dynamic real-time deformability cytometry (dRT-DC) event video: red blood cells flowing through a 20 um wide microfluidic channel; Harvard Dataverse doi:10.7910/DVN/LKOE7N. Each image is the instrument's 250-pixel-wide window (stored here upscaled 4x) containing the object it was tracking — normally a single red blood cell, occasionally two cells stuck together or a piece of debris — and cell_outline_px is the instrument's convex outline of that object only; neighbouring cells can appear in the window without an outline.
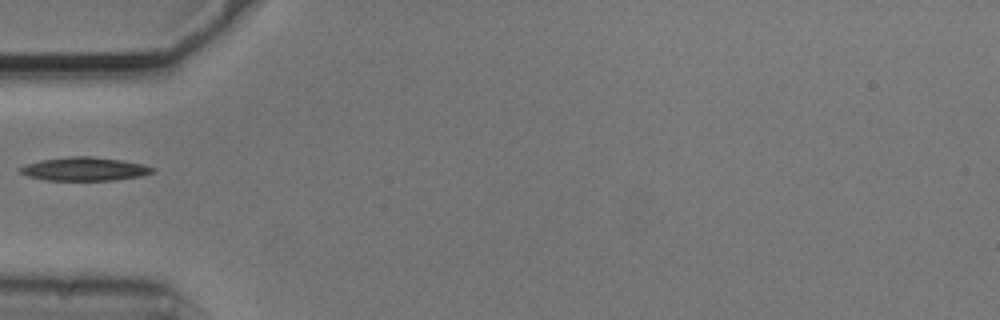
{"species": "common noctule bat (a hibernating species)", "species_latin": "Nyctalus noctula", "temperature_condition": "cold", "stored_images_in_passage": 29, "camera_frame_rate_fps": 3000, "um_per_image_px": 0.085, "animal": {"sex": "male", "body_mass_g": 20.5, "forearm_length_mm": 52.5}, "frame": {"image": 1, "passage_image": 1, "time_ms": 0.0, "image_size_px": [1000, 320], "cell_outline_px": [[156, 172], [140, 176], [116, 180], [44, 180], [28, 176], [20, 172], [16, 168], [24, 164], [40, 160], [72, 156], [92, 156], [124, 160], [144, 164], [156, 168]], "centroid_in_image_um": [7.2, 14.36], "position_along_channel_um": 77.8, "area_um2": 18.44}}